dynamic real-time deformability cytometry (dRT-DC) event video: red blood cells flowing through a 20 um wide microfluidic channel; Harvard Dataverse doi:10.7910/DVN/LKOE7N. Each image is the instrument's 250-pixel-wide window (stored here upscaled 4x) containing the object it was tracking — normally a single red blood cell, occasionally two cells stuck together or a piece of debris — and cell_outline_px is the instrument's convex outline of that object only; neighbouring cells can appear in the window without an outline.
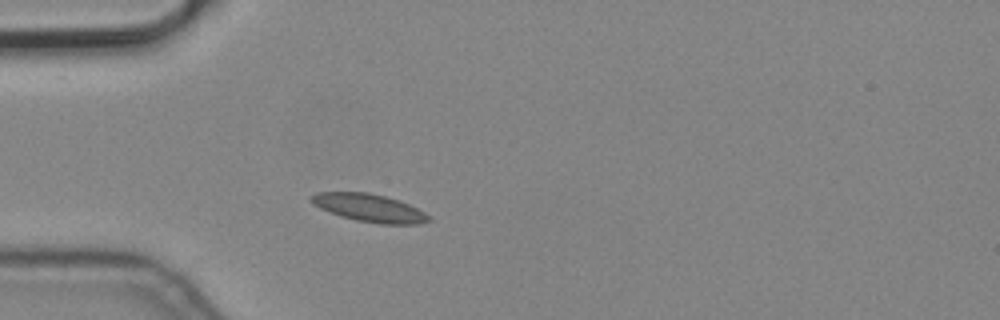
{"species": "common noctule bat (a hibernating species)", "species_latin": "Nyctalus noctula", "temperature_condition": "cold", "stored_images_in_passage": 1, "camera_frame_rate_fps": 3000, "um_per_image_px": 0.085, "animal": {"sex": "male", "body_mass_g": 19.2, "forearm_length_mm": 51.8}, "frame": {"image": 1, "passage_image": 1, "time_ms": 0.0, "image_size_px": [1000, 320], "cell_outline_px": [[432, 220], [420, 224], [380, 224], [356, 220], [340, 216], [320, 208], [312, 204], [312, 196], [316, 192], [368, 192], [384, 196], [408, 204], [432, 216]], "centroid_in_image_um": [31.42, 17.68], "position_along_channel_um": 53.6, "area_um2": 18.96}}